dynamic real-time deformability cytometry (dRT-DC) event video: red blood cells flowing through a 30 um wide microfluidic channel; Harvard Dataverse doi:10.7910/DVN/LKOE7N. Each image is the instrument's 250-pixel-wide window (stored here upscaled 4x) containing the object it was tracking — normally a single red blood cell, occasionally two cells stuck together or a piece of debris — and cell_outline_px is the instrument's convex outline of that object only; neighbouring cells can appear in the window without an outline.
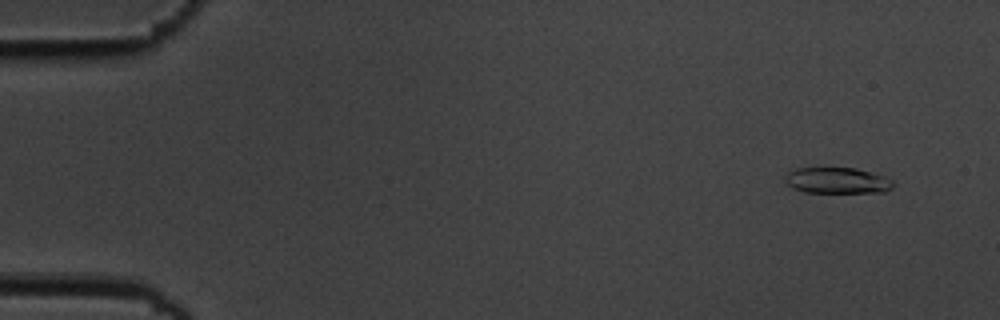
{"species": "common noctule bat (a hibernating species)", "species_latin": "Nyctalus noctula", "temperature_condition": "cold", "stored_images_in_passage": 53, "camera_frame_rate_fps": 3000, "um_per_image_px": 0.085, "animal": {"sex": "male", "body_mass_g": 19.5, "forearm_length_mm": 54.6}, "frame": {"image": 1, "passage_image": 1, "time_ms": 0.0, "image_size_px": [1000, 320], "cell_outline_px": [[892, 188], [884, 192], [804, 192], [792, 188], [784, 180], [784, 176], [788, 172], [796, 168], [856, 168], [892, 180]], "centroid_in_image_um": [71.09, 15.35], "position_along_channel_um": 13.9, "area_um2": 16.13}}
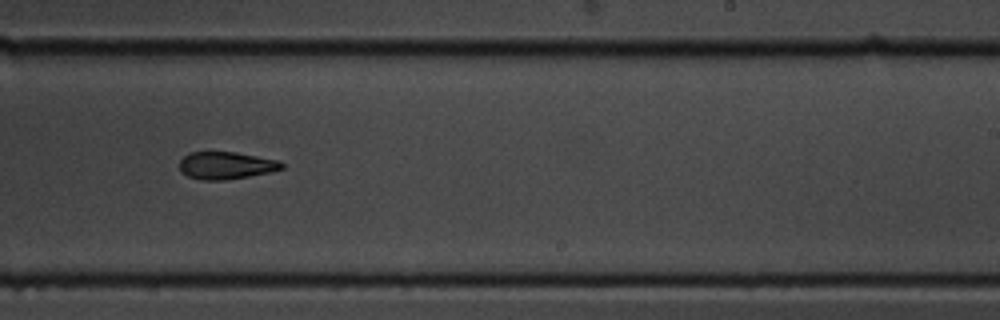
{"frame": {"image": 2, "passage_image": 32, "time_ms": 10.333, "image_size_px": [1000, 320], "cell_outline_px": [[284, 168], [272, 172], [224, 180], [200, 180], [188, 176], [180, 172], [180, 160], [188, 152], [236, 152], [280, 160], [284, 164]], "centroid_in_image_um": [19.23, 14.06], "position_along_channel_um": 269.8, "area_um2": 16.47}}
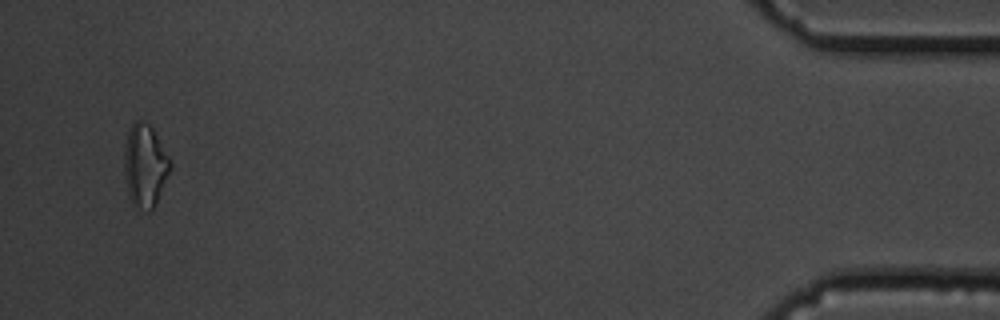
{"frame": {"image": 3, "passage_image": 51, "time_ms": 16.667, "image_size_px": [1000, 320], "cell_outline_px": [[172, 168], [156, 204], [148, 212], [136, 208], [132, 204], [128, 196], [124, 172], [124, 148], [128, 132], [132, 124], [136, 120], [140, 120], [148, 124], [152, 128], [168, 156], [172, 164]], "centroid_in_image_um": [12.32, 14.12], "position_along_channel_um": 422.9, "area_um2": 22.31}, "authors_computed_cell_mechanics": {"area_um2": 17.2244, "velocity_mm_per_s": 3.62, "shape_relaxation_time_tau1_ms": 6.2608, "shape_relaxation_time_tau2_ms": 3.5831, "deformation_change_tau1": 0.1832, "deformation_change_tau2": 0.1111}}